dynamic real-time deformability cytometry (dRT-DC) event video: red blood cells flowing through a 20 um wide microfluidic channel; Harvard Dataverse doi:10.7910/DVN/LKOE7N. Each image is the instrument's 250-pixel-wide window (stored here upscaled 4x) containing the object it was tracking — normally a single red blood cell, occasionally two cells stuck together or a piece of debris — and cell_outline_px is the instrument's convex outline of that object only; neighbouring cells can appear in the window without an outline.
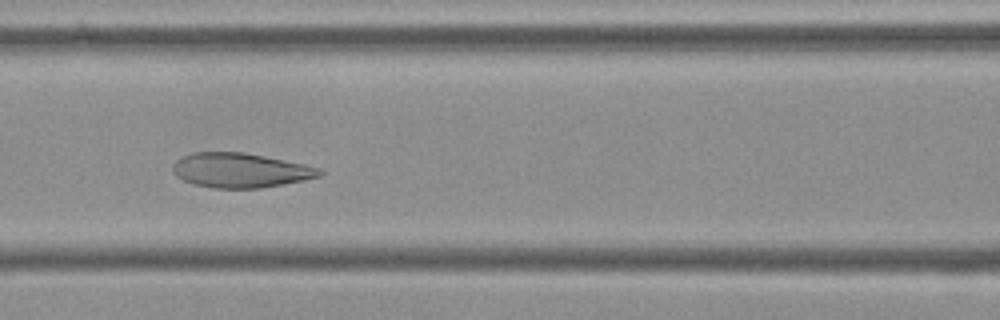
{"species": "Egyptian fruit bat (a non-hibernating species)", "species_latin": "Rousettus aegyptiacus", "temperature_condition": "cold", "stored_images_in_passage": 10, "camera_frame_rate_fps": 3000, "um_per_image_px": 0.085, "frame": {"image": 1, "passage_image": 6, "time_ms": 1.667, "image_size_px": [1000, 320], "cell_outline_px": [[324, 172], [320, 176], [304, 180], [284, 184], [260, 188], [212, 188], [192, 184], [176, 176], [172, 172], [172, 164], [176, 160], [192, 152], [244, 152], [304, 164], [320, 168]], "centroid_in_image_um": [20.41, 14.48], "position_along_channel_um": 146.2, "area_um2": 29.65}}
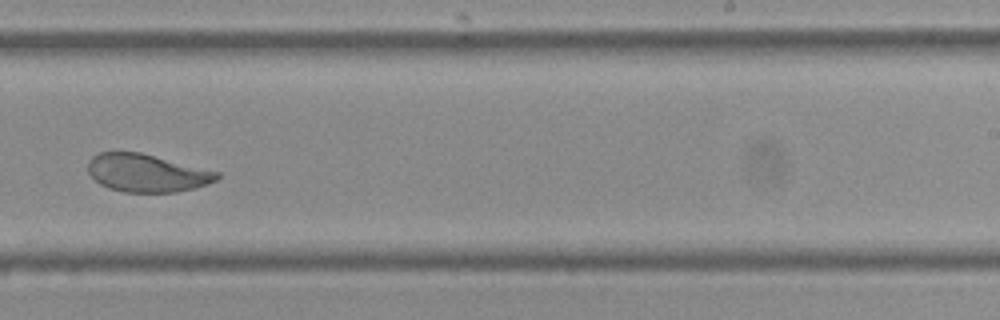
{"frame": {"image": 2, "passage_image": 9, "time_ms": 2.667, "image_size_px": [1000, 320], "cell_outline_px": [[220, 176], [216, 180], [192, 188], [176, 192], [124, 192], [108, 188], [100, 184], [88, 172], [88, 160], [92, 156], [100, 152], [140, 152], [220, 172]], "centroid_in_image_um": [12.45, 14.7], "position_along_channel_um": 276.6, "area_um2": 28.26}}
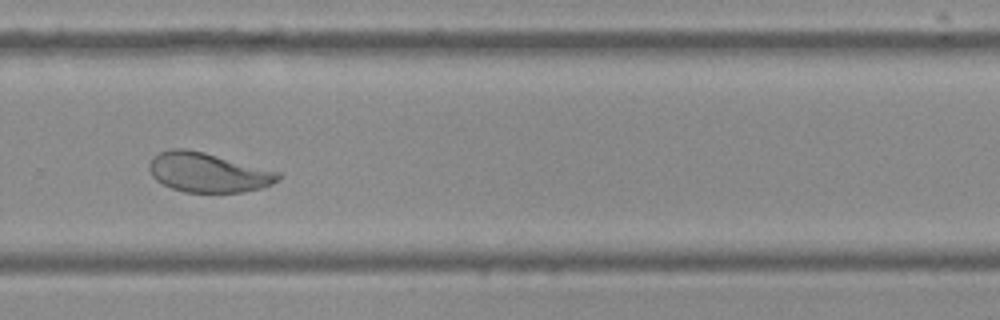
{"frame": {"image": 3, "passage_image": 10, "time_ms": 3.0, "image_size_px": [1000, 320], "cell_outline_px": [[280, 176], [272, 184], [260, 188], [244, 192], [184, 192], [172, 188], [156, 180], [152, 176], [148, 168], [148, 164], [152, 156], [168, 148], [184, 148], [204, 152], [280, 172]], "centroid_in_image_um": [17.63, 14.65], "position_along_channel_um": 312.2, "area_um2": 29.65}}